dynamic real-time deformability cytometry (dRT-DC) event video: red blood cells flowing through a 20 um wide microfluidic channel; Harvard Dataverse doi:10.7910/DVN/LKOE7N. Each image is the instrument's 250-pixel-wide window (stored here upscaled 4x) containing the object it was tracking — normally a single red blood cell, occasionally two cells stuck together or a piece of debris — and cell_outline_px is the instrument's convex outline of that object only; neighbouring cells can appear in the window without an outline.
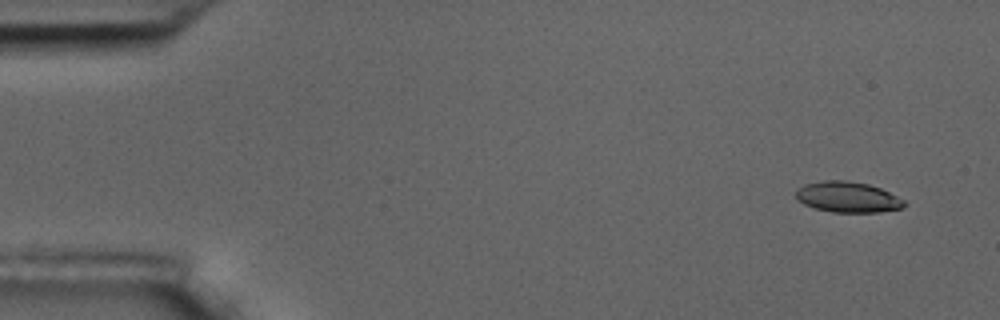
{"species": "common noctule bat (a hibernating species)", "species_latin": "Nyctalus noctula", "temperature_condition": "room temperature", "stored_images_in_passage": 54, "camera_frame_rate_fps": 3000, "um_per_image_px": 0.085, "animal": {"sex": "male", "body_mass_g": 17.5, "forearm_length_mm": 52.3}, "frame": {"image": 1, "passage_image": 1, "time_ms": 0.0, "image_size_px": [1000, 320], "cell_outline_px": [[908, 204], [900, 208], [880, 212], [832, 212], [816, 208], [804, 204], [796, 200], [796, 188], [804, 184], [824, 180], [844, 180], [868, 184], [880, 188], [904, 200]], "centroid_in_image_um": [72.02, 16.74], "position_along_channel_um": 13.0, "area_um2": 19.36}}
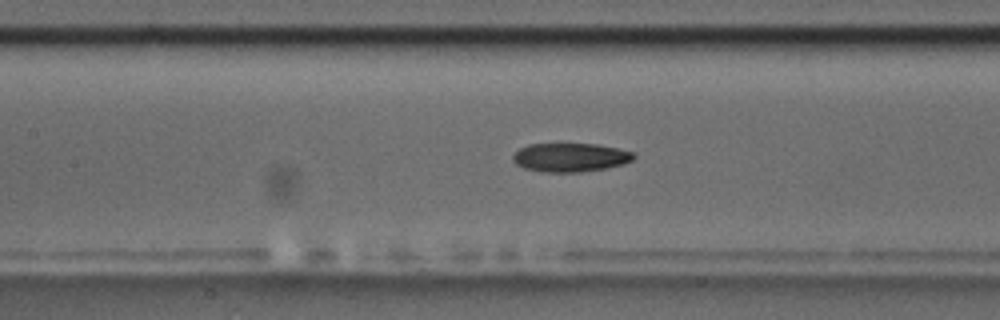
{"frame": {"image": 2, "passage_image": 23, "time_ms": 7.333, "image_size_px": [1000, 320], "cell_outline_px": [[636, 156], [632, 160], [624, 164], [604, 168], [580, 172], [544, 172], [524, 168], [516, 164], [512, 160], [512, 156], [520, 148], [528, 144], [596, 144], [616, 148], [632, 152]], "centroid_in_image_um": [48.45, 13.38], "position_along_channel_um": 158.9, "area_um2": 20.11}}
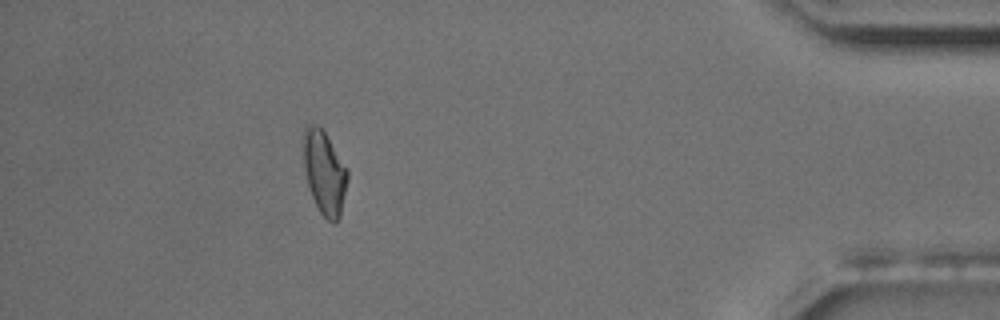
{"frame": {"image": 3, "passage_image": 48, "time_ms": 15.667, "image_size_px": [1000, 320], "cell_outline_px": [[348, 180], [340, 216], [332, 224], [320, 212], [312, 196], [308, 184], [304, 168], [300, 144], [300, 140], [304, 128], [308, 124], [316, 124], [324, 132], [348, 168]], "centroid_in_image_um": [27.54, 14.6], "position_along_channel_um": 407.7, "area_um2": 21.85}, "authors_computed_cell_mechanics": {"area_um2": 20.4034, "velocity_mm_per_s": 3.6077, "shape_relaxation_time_tau1_ms": 7.3497, "shape_relaxation_time_tau2_ms": 5.9498, "deformation_change_tau1": 0.1812, "deformation_change_tau2": 0.1271}}